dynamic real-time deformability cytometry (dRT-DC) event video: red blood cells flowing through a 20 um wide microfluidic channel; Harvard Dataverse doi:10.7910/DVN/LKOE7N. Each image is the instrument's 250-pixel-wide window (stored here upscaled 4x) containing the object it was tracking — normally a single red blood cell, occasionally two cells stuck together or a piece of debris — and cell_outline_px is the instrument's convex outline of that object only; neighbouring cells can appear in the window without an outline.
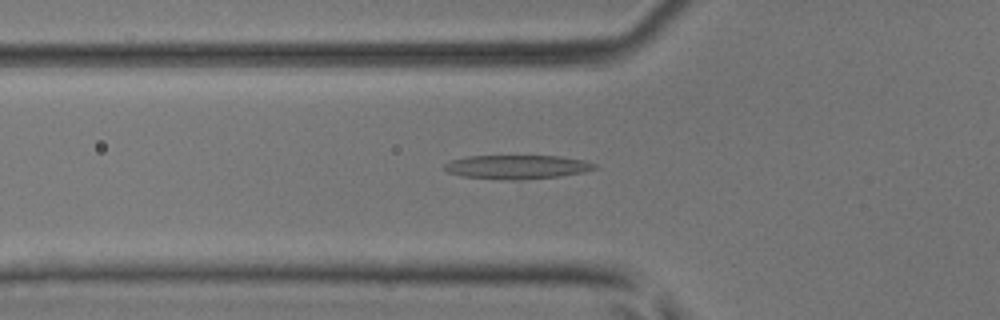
{"species": "common noctule bat (a hibernating species)", "species_latin": "Nyctalus noctula", "temperature_condition": "room temperature", "stored_images_in_passage": 42, "camera_frame_rate_fps": 3000, "um_per_image_px": 0.085, "animal": {"sex": "male", "body_mass_g": 17.9, "forearm_length_mm": 54.2}, "frame": {"image": 1, "passage_image": 10, "time_ms": 3.0, "image_size_px": [1000, 320], "cell_outline_px": [[596, 168], [584, 172], [560, 176], [520, 180], [516, 180], [460, 176], [448, 172], [444, 168], [444, 164], [452, 160], [468, 156], [560, 156], [584, 160], [596, 164]], "centroid_in_image_um": [43.96, 14.19], "position_along_channel_um": 81.8, "area_um2": 20.81}}
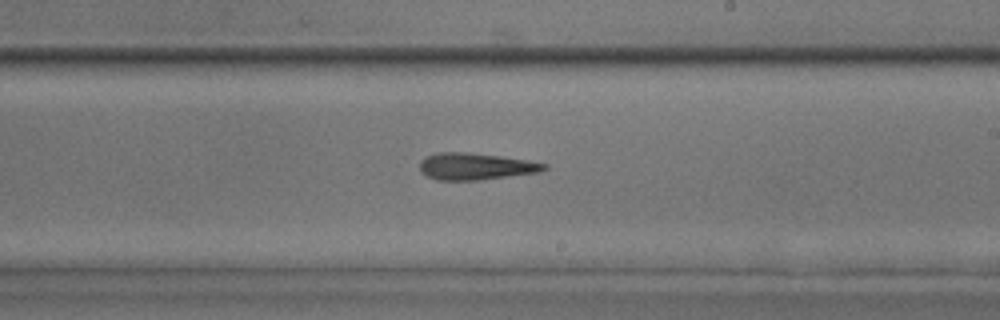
{"frame": {"image": 2, "passage_image": 22, "time_ms": 7.0, "image_size_px": [1000, 320], "cell_outline_px": [[548, 168], [540, 172], [480, 180], [436, 180], [420, 172], [420, 160], [436, 152], [468, 152], [500, 156], [528, 160], [548, 164]], "centroid_in_image_um": [40.43, 14.14], "position_along_channel_um": 248.6, "area_um2": 19.54}}
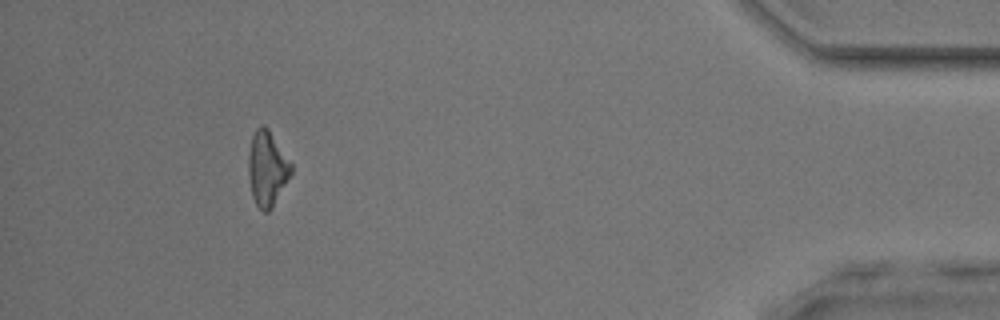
{"frame": {"image": 3, "passage_image": 38, "time_ms": 12.333, "image_size_px": [1000, 320], "cell_outline_px": [[292, 172], [272, 208], [268, 212], [264, 212], [256, 204], [252, 196], [248, 172], [248, 156], [252, 136], [256, 128], [260, 124], [264, 124], [268, 128], [292, 164]], "centroid_in_image_um": [22.7, 14.3], "position_along_channel_um": 412.5, "area_um2": 18.55}, "authors_computed_cell_mechanics": {"area_um2": 19.2474, "velocity_mm_per_s": 4.1709, "shape_relaxation_time_tau1_ms": null, "shape_relaxation_time_tau2_ms": 6.5224, "deformation_change_tau1": null, "deformation_change_tau2": 0.2402}}